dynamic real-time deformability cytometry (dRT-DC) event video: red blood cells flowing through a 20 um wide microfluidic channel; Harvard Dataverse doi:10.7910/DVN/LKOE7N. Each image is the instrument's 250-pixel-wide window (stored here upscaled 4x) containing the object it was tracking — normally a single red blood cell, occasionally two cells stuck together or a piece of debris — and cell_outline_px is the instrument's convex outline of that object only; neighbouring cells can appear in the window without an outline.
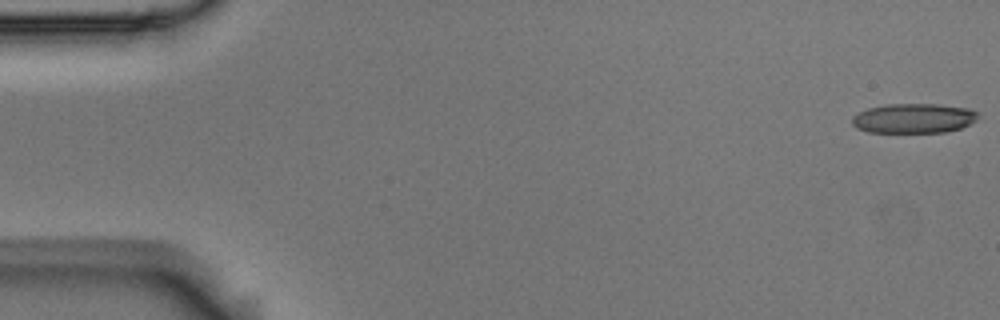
{"species": "Egyptian fruit bat (a non-hibernating species)", "species_latin": "Rousettus aegyptiacus", "temperature_condition": "room temperature", "stored_images_in_passage": 56, "camera_frame_rate_fps": 3000, "um_per_image_px": 0.085, "animal": {"sex": "male"}, "frame": {"image": 1, "passage_image": 1, "time_ms": 0.0, "image_size_px": [1000, 320], "cell_outline_px": [[980, 116], [976, 120], [960, 128], [944, 132], [868, 132], [856, 128], [852, 124], [852, 116], [868, 108], [888, 104], [936, 104], [968, 108], [976, 112]], "centroid_in_image_um": [77.65, 10.05], "position_along_channel_um": 7.4, "area_um2": 21.68}}
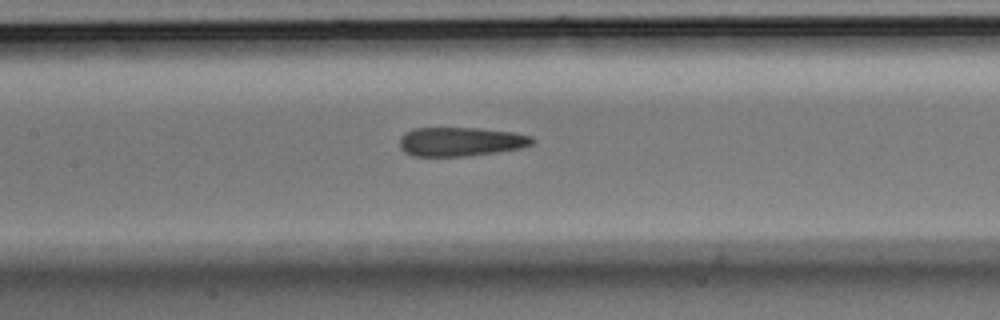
{"frame": {"image": 2, "passage_image": 26, "time_ms": 8.333, "image_size_px": [1000, 320], "cell_outline_px": [[536, 140], [532, 144], [520, 148], [496, 152], [464, 156], [412, 156], [404, 152], [400, 148], [400, 136], [404, 132], [412, 128], [480, 128], [512, 132], [532, 136]], "centroid_in_image_um": [39.13, 12.03], "position_along_channel_um": 168.3, "area_um2": 22.54}}
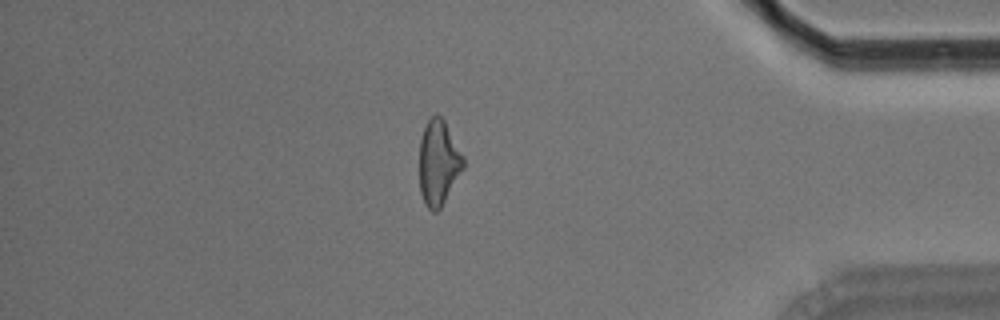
{"frame": {"image": 3, "passage_image": 48, "time_ms": 15.667, "image_size_px": [1000, 320], "cell_outline_px": [[464, 168], [440, 208], [436, 212], [432, 212], [424, 204], [420, 192], [420, 140], [424, 128], [428, 120], [436, 112], [444, 120], [464, 156]], "centroid_in_image_um": [37.27, 13.83], "position_along_channel_um": 397.9, "area_um2": 21.73}, "authors_computed_cell_mechanics": {"area_um2": 22.9466, "velocity_mm_per_s": 3.5877, "shape_relaxation_time_tau1_ms": 6.7609, "shape_relaxation_time_tau2_ms": 2.9075, "deformation_change_tau1": 0.1708, "deformation_change_tau2": 0.1495}}